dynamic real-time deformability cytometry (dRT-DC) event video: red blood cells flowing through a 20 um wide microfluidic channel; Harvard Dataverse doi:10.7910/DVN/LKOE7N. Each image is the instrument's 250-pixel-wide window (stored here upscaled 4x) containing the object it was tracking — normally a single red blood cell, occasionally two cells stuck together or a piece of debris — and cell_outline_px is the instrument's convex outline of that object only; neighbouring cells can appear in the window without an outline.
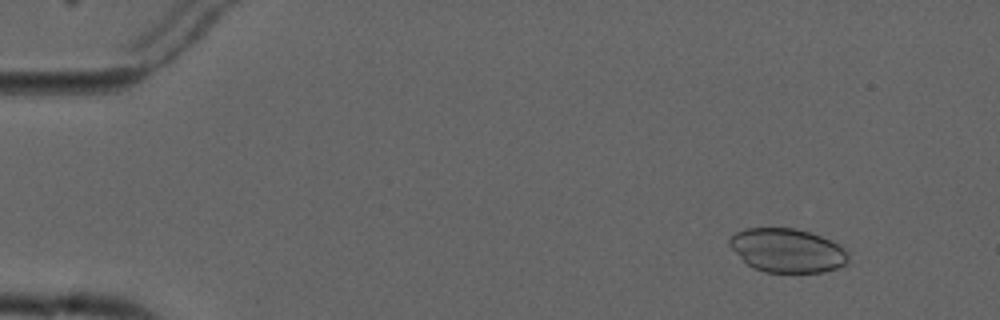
{"species": "common noctule bat (a hibernating species)", "species_latin": "Nyctalus noctula", "temperature_condition": "cold", "stored_images_in_passage": 5, "camera_frame_rate_fps": 3000, "um_per_image_px": 0.085, "animal": {"sex": "male", "forearm_length_mm": 52.5}, "frame": {"image": 1, "passage_image": 2, "time_ms": 1.0, "image_size_px": [1000, 320], "cell_outline_px": [[848, 264], [824, 272], [764, 272], [748, 264], [728, 244], [728, 240], [736, 232], [744, 228], [796, 228], [832, 240], [840, 244], [848, 252]], "centroid_in_image_um": [66.96, 21.28], "position_along_channel_um": 18.0, "area_um2": 30.29}}